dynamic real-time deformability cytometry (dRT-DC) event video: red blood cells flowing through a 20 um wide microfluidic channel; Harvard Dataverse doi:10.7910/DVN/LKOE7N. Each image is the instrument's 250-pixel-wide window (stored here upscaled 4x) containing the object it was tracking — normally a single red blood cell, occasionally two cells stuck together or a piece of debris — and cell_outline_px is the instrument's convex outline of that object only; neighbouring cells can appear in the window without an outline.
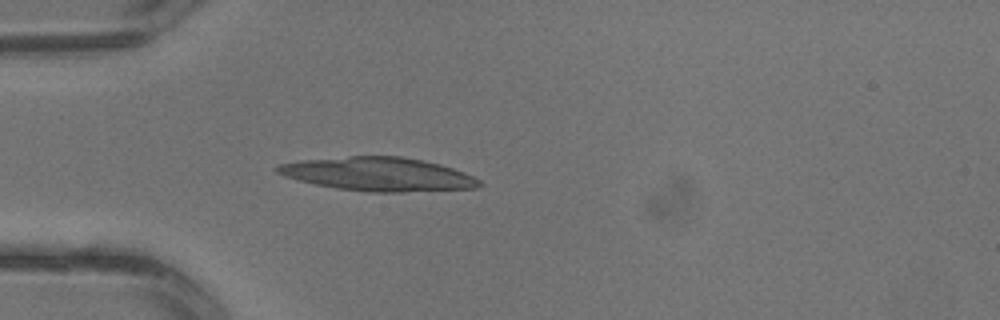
{"species": "common noctule bat (a hibernating species)", "species_latin": "Nyctalus noctula", "temperature_condition": "warm", "stored_images_in_passage": 3, "camera_frame_rate_fps": 3000, "um_per_image_px": 0.085, "animal": {"sex": "male", "body_mass_g": 13.3}, "frame": {"image": 1, "passage_image": 3, "time_ms": 0.667, "image_size_px": [1000, 320], "cell_outline_px": [[484, 184], [476, 188], [404, 192], [368, 192], [336, 188], [316, 184], [284, 176], [276, 172], [276, 168], [280, 164], [300, 160], [348, 156], [400, 156], [424, 160], [440, 164], [464, 172], [480, 180]], "centroid_in_image_um": [32.18, 14.8], "position_along_channel_um": 52.8, "area_um2": 39.54}}